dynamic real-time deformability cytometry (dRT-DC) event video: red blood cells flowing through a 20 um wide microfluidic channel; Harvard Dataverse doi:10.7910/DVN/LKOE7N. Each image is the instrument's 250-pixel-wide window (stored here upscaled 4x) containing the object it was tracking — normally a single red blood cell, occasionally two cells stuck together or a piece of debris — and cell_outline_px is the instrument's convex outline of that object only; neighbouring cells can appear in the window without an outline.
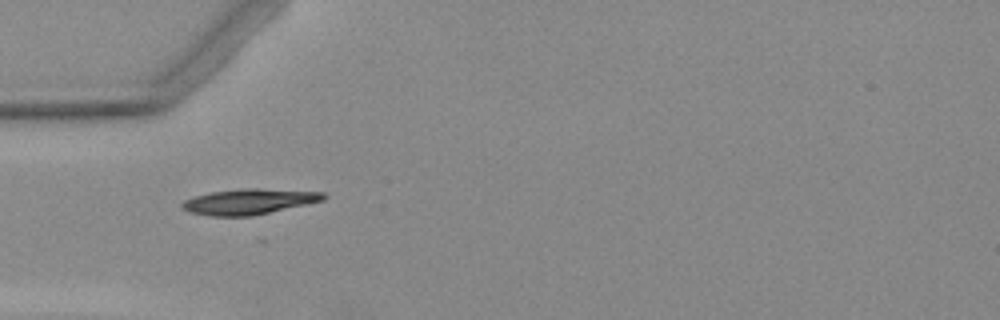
{"species": "Egyptian fruit bat (a non-hibernating species)", "species_latin": "Rousettus aegyptiacus", "temperature_condition": "warm", "stored_images_in_passage": 7, "camera_frame_rate_fps": 3000, "um_per_image_px": 0.085, "animal": {"sex": "female"}, "frame": {"image": 1, "passage_image": 4, "time_ms": 4.667, "image_size_px": [1000, 320], "cell_outline_px": [[328, 196], [324, 200], [308, 204], [252, 216], [208, 216], [188, 212], [180, 208], [180, 204], [184, 200], [192, 196], [212, 192], [244, 188], [256, 188], [324, 192]], "centroid_in_image_um": [21.14, 17.14], "position_along_channel_um": 63.9, "area_um2": 21.27}}
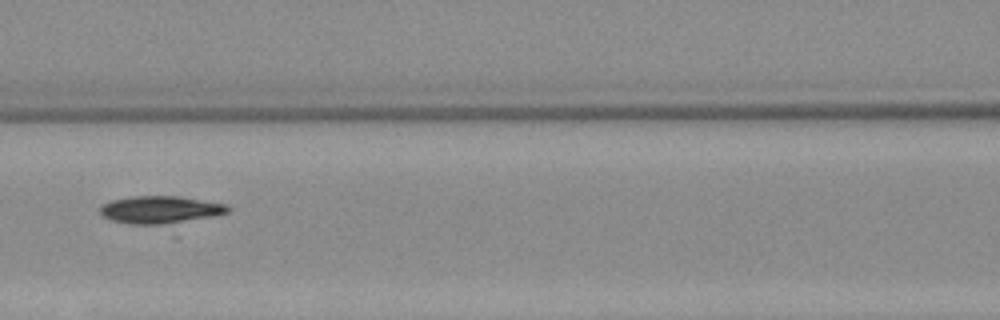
{"frame": {"image": 2, "passage_image": 6, "time_ms": 7.0, "image_size_px": [1000, 320], "cell_outline_px": [[228, 212], [176, 236], [172, 236], [112, 220], [104, 216], [100, 212], [100, 208], [104, 204], [112, 200], [132, 196], [176, 196], [224, 204], [228, 208]], "centroid_in_image_um": [13.84, 18.09], "position_along_channel_um": 152.8, "area_um2": 24.74}}
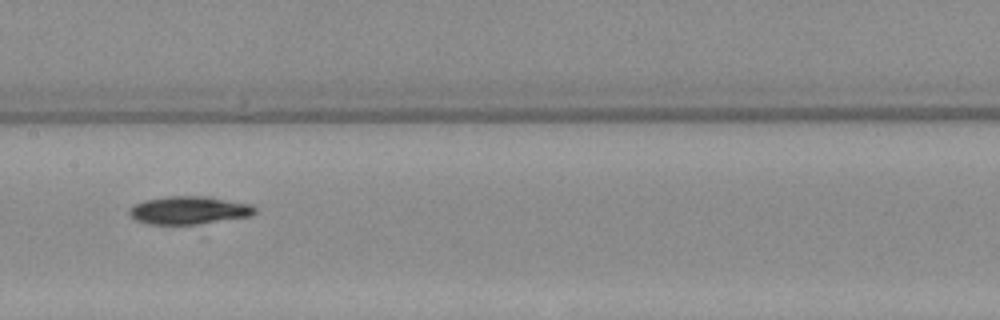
{"frame": {"image": 3, "passage_image": 7, "time_ms": 8.0, "image_size_px": [1000, 320], "cell_outline_px": [[256, 212], [252, 216], [196, 224], [148, 224], [136, 220], [128, 212], [128, 208], [144, 200], [168, 196], [204, 196], [252, 204], [256, 208]], "centroid_in_image_um": [16.07, 17.87], "position_along_channel_um": 191.3, "area_um2": 20.4}}